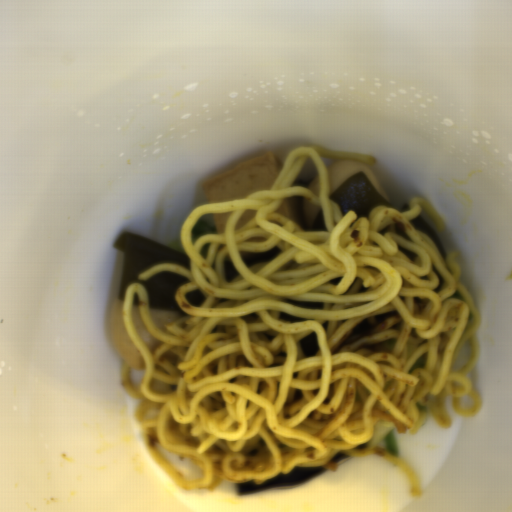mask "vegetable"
Returning <instances> with one entry per match:
<instances>
[{"label":"vegetable","instance_id":"vegetable-1","mask_svg":"<svg viewBox=\"0 0 512 512\" xmlns=\"http://www.w3.org/2000/svg\"><path fill=\"white\" fill-rule=\"evenodd\" d=\"M384 442L385 449L394 454L399 455L401 449L398 444L397 435L393 423L378 422L373 428L370 440L366 443V448H377L378 443Z\"/></svg>","mask_w":512,"mask_h":512},{"label":"vegetable","instance_id":"vegetable-2","mask_svg":"<svg viewBox=\"0 0 512 512\" xmlns=\"http://www.w3.org/2000/svg\"><path fill=\"white\" fill-rule=\"evenodd\" d=\"M416 408H417V412H418V418H417L414 426L409 430L412 434L416 433V432H419L421 430L424 422L429 417V410H428V408H425L420 403L418 405H416Z\"/></svg>","mask_w":512,"mask_h":512}]
</instances>
